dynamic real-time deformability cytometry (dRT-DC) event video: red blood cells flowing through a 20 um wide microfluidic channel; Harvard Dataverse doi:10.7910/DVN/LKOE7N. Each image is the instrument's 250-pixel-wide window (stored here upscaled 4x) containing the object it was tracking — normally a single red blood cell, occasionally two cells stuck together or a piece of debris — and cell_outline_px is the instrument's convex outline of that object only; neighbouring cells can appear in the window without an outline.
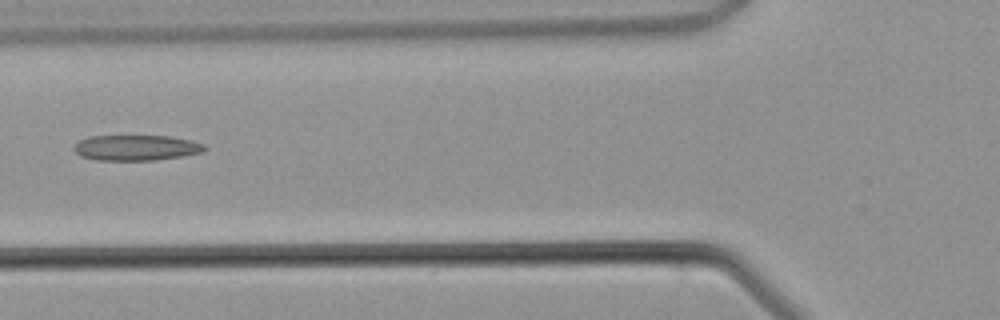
{"species": "common noctule bat (a hibernating species)", "species_latin": "Nyctalus noctula", "temperature_condition": "warm", "stored_images_in_passage": 4, "camera_frame_rate_fps": 3000, "um_per_image_px": 0.085, "animal": {"sex": "male", "body_mass_g": 21.5, "forearm_length_mm": 52.0}, "frame": {"image": 1, "passage_image": 4, "time_ms": 3.333, "image_size_px": [1000, 320], "cell_outline_px": [[208, 148], [200, 152], [184, 156], [156, 160], [96, 160], [80, 156], [72, 148], [80, 140], [88, 136], [168, 136], [188, 140], [204, 144]], "centroid_in_image_um": [11.55, 12.56], "position_along_channel_um": 114.2, "area_um2": 19.36}}